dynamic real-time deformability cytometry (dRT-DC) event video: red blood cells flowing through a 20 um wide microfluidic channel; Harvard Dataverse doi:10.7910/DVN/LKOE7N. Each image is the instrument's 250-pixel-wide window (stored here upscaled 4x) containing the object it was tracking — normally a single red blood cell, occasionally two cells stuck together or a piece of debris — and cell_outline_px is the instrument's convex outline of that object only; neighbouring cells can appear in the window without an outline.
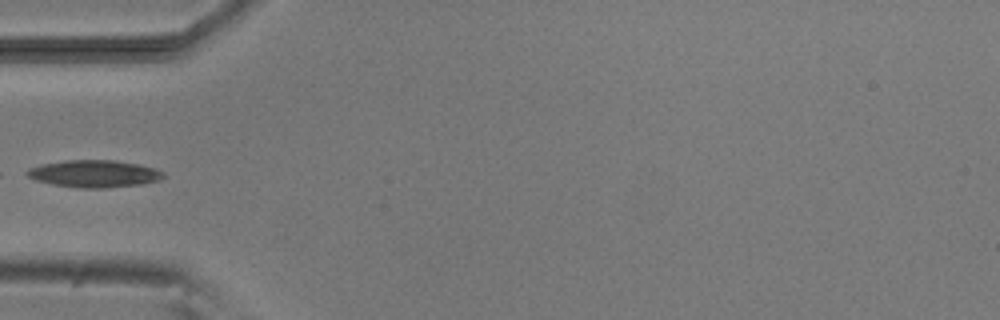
{"species": "common noctule bat (a hibernating species)", "species_latin": "Nyctalus noctula", "temperature_condition": "room temperature", "stored_images_in_passage": 33, "camera_frame_rate_fps": 3000, "um_per_image_px": 0.085, "animal": {"sex": "male", "body_mass_g": 20.5, "forearm_length_mm": 52.5}, "frame": {"image": 1, "passage_image": 1, "time_ms": 0.0, "image_size_px": [1000, 320], "cell_outline_px": [[164, 176], [160, 180], [140, 184], [104, 188], [80, 188], [52, 184], [36, 180], [28, 176], [24, 172], [28, 168], [40, 164], [64, 160], [116, 160], [156, 168], [164, 172]], "centroid_in_image_um": [7.98, 14.76], "position_along_channel_um": 77.0, "area_um2": 21.68}}
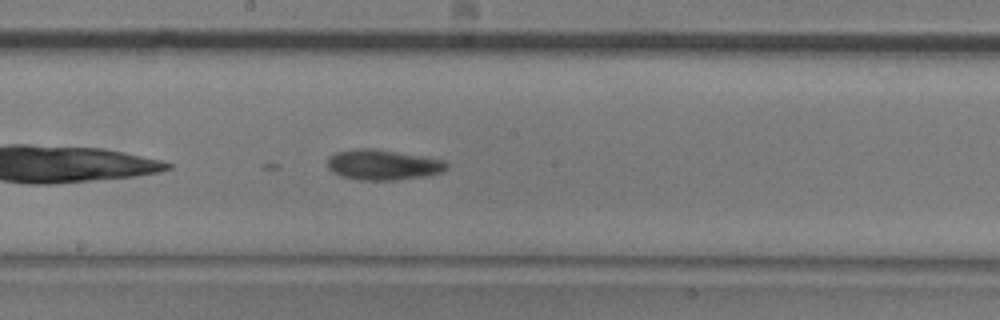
{"frame": {"image": 2, "passage_image": 12, "time_ms": 3.667, "image_size_px": [1000, 320], "cell_outline_px": [[448, 168], [444, 172], [428, 176], [396, 180], [360, 180], [344, 176], [332, 172], [328, 168], [328, 156], [336, 152], [356, 148], [372, 148], [424, 156], [444, 160], [448, 164]], "centroid_in_image_um": [32.59, 14.0], "position_along_channel_um": 215.6, "area_um2": 21.27}}
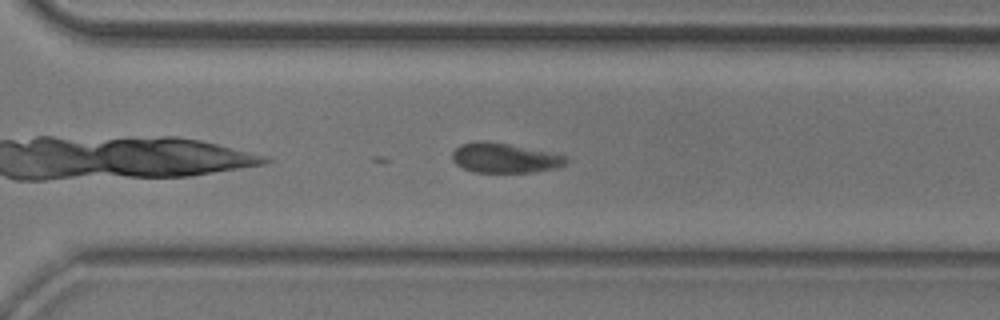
{"frame": {"image": 3, "passage_image": 21, "time_ms": 6.667, "image_size_px": [1000, 320], "cell_outline_px": [[568, 160], [564, 164], [556, 168], [532, 172], [472, 172], [456, 164], [452, 160], [452, 152], [460, 144], [476, 140], [484, 140], [508, 144], [568, 156]], "centroid_in_image_um": [42.85, 13.42], "position_along_channel_um": 327.8, "area_um2": 19.71}}